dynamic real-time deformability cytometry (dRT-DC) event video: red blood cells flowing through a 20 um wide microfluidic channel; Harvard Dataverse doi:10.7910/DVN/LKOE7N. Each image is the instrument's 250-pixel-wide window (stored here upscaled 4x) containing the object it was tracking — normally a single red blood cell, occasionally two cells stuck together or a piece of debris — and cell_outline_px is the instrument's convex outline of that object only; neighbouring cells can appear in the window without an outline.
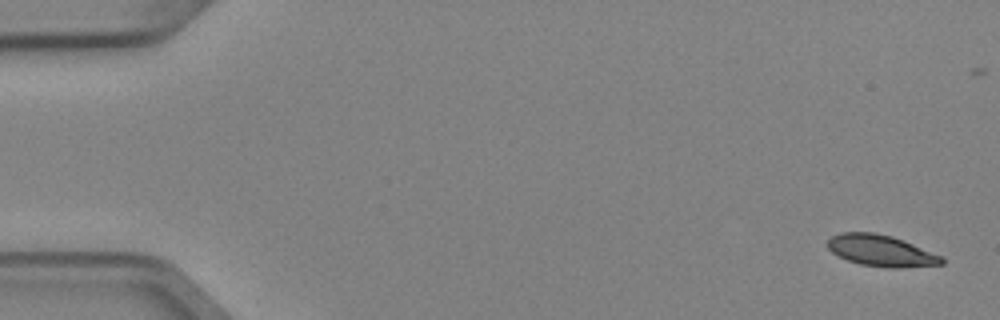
{"species": "Egyptian fruit bat (a non-hibernating species)", "species_latin": "Rousettus aegyptiacus", "temperature_condition": "cold", "stored_images_in_passage": 5, "camera_frame_rate_fps": 3000, "um_per_image_px": 0.085, "animal": {"sex": "female"}, "frame": {"image": 1, "passage_image": 1, "time_ms": 0.0, "image_size_px": [1000, 320], "cell_outline_px": [[944, 264], [896, 268], [888, 268], [860, 264], [848, 260], [832, 252], [828, 248], [828, 240], [832, 236], [840, 232], [872, 232], [892, 236], [944, 256]], "centroid_in_image_um": [74.92, 21.31], "position_along_channel_um": 10.1, "area_um2": 20.81}}
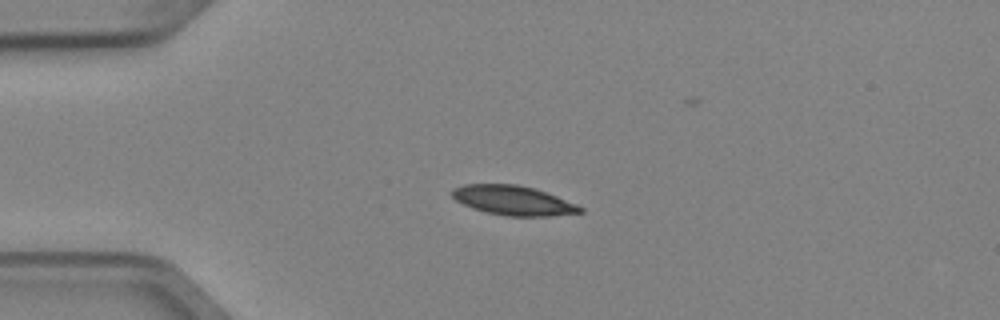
{"frame": {"image": 2, "passage_image": 4, "time_ms": 1.0, "image_size_px": [1000, 320], "cell_outline_px": [[584, 212], [552, 216], [508, 216], [484, 212], [472, 208], [456, 200], [448, 192], [452, 188], [464, 184], [516, 184], [532, 188], [556, 196], [576, 204], [584, 208]], "centroid_in_image_um": [43.58, 17.04], "position_along_channel_um": 41.4, "area_um2": 22.02}}